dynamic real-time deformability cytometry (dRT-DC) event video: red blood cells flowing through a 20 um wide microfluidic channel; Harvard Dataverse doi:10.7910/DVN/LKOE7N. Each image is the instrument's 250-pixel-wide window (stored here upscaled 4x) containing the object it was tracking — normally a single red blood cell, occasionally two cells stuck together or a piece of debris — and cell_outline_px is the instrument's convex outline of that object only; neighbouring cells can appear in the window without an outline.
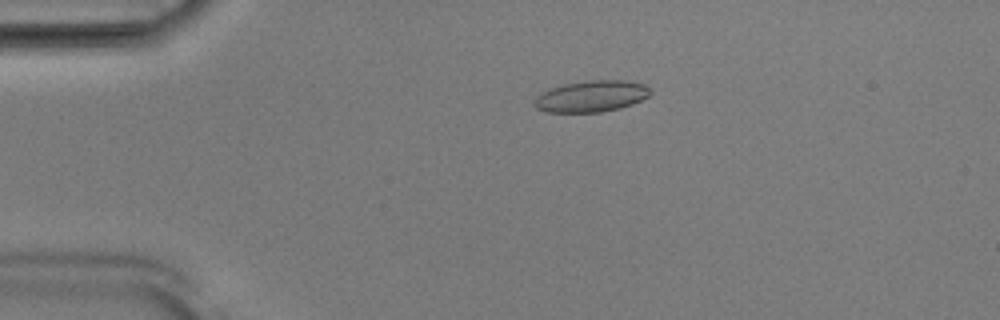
{"species": "Egyptian fruit bat (a non-hibernating species)", "species_latin": "Rousettus aegyptiacus", "temperature_condition": "room temperature", "stored_images_in_passage": 52, "camera_frame_rate_fps": 3000, "um_per_image_px": 0.085, "animal": {"sex": "male"}, "frame": {"image": 1, "passage_image": 11, "time_ms": 3.333, "image_size_px": [1000, 320], "cell_outline_px": [[652, 92], [648, 96], [632, 104], [620, 108], [600, 112], [544, 112], [536, 108], [532, 104], [536, 96], [540, 92], [564, 84], [588, 80], [624, 80], [644, 84]], "centroid_in_image_um": [50.22, 8.18], "position_along_channel_um": 34.8, "area_um2": 21.27}}
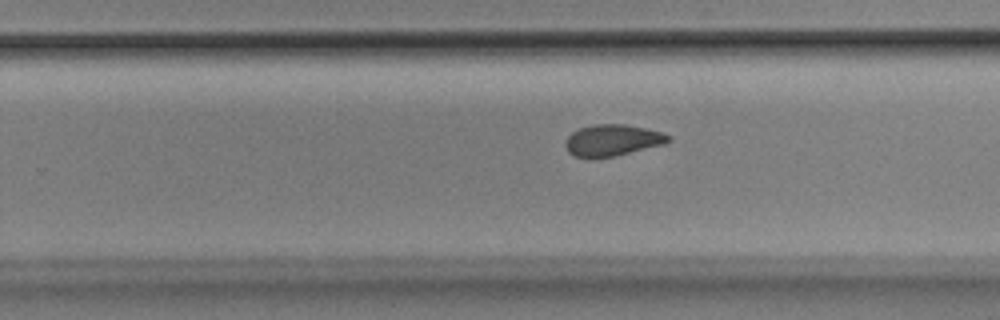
{"frame": {"image": 2, "passage_image": 33, "time_ms": 10.667, "image_size_px": [1000, 320], "cell_outline_px": [[672, 140], [664, 144], [612, 156], [576, 156], [568, 152], [564, 144], [564, 140], [572, 132], [580, 128], [592, 124], [624, 124], [644, 128], [660, 132], [672, 136]], "centroid_in_image_um": [52.05, 11.89], "position_along_channel_um": 277.7, "area_um2": 18.5}}
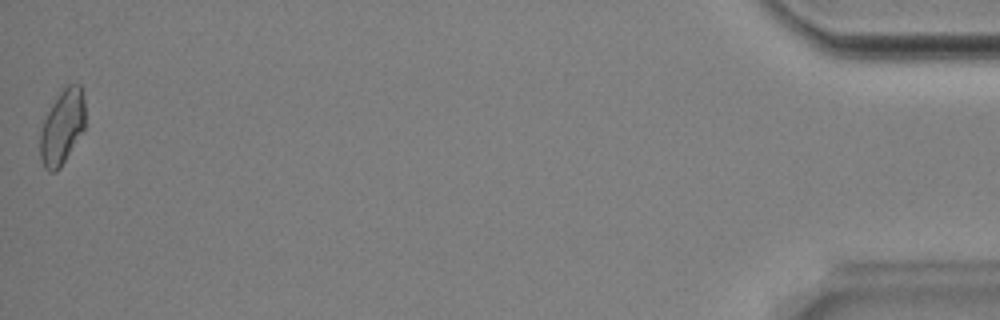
{"frame": {"image": 3, "passage_image": 52, "time_ms": 17.0, "image_size_px": [1000, 320], "cell_outline_px": [[84, 128], [60, 168], [56, 172], [48, 172], [44, 168], [40, 160], [40, 132], [44, 120], [52, 104], [60, 92], [68, 84], [80, 84], [84, 100]], "centroid_in_image_um": [5.26, 10.83], "position_along_channel_um": 429.9, "area_um2": 19.36}, "authors_computed_cell_mechanics": {"area_um2": 19.4208, "velocity_mm_per_s": 3.88, "shape_relaxation_time_tau1_ms": 6.8217, "shape_relaxation_time_tau2_ms": 3.1499, "deformation_change_tau1": 0.1303, "deformation_change_tau2": 0.0776}}